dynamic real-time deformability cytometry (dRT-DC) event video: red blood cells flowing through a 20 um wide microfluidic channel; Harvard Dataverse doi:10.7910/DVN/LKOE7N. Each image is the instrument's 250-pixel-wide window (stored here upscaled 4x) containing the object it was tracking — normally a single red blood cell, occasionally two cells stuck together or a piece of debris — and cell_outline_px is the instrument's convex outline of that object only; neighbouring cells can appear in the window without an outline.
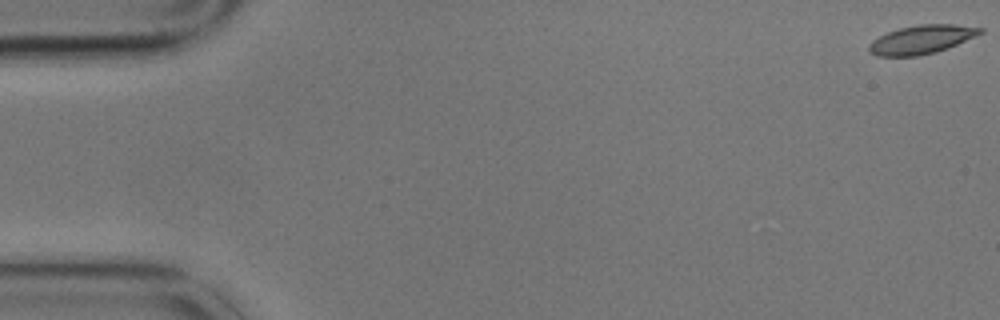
{"species": "common noctule bat (a hibernating species)", "species_latin": "Nyctalus noctula", "temperature_condition": "cold", "stored_images_in_passage": 10, "camera_frame_rate_fps": 3000, "um_per_image_px": 0.085, "animal": {"sex": "male", "body_mass_g": 17.9}, "frame": {"image": 1, "passage_image": 1, "time_ms": 0.0, "image_size_px": [1000, 320], "cell_outline_px": [[984, 32], [948, 48], [936, 52], [916, 56], [876, 56], [868, 52], [868, 44], [872, 40], [888, 32], [900, 28], [920, 24], [956, 24], [984, 28]], "centroid_in_image_um": [78.32, 3.36], "position_along_channel_um": 6.7, "area_um2": 18.61}}
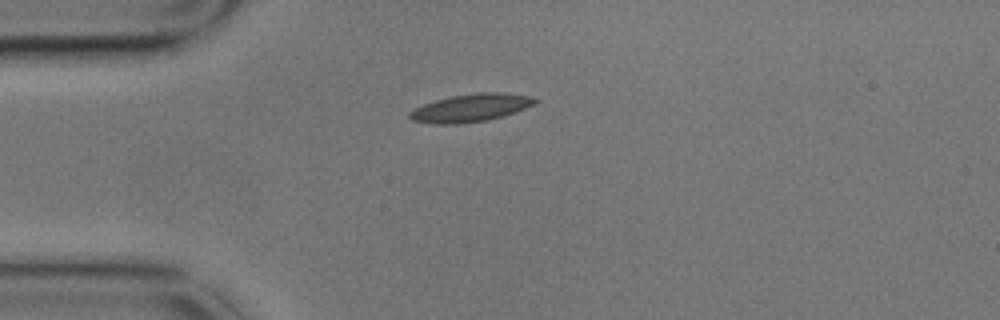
{"frame": {"image": 2, "passage_image": 5, "time_ms": 1.333, "image_size_px": [1000, 320], "cell_outline_px": [[540, 100], [536, 104], [488, 120], [460, 124], [432, 124], [412, 120], [408, 116], [408, 112], [424, 104], [436, 100], [452, 96], [480, 92], [500, 92], [532, 96]], "centroid_in_image_um": [40.01, 9.17], "position_along_channel_um": 45.0, "area_um2": 20.23}}